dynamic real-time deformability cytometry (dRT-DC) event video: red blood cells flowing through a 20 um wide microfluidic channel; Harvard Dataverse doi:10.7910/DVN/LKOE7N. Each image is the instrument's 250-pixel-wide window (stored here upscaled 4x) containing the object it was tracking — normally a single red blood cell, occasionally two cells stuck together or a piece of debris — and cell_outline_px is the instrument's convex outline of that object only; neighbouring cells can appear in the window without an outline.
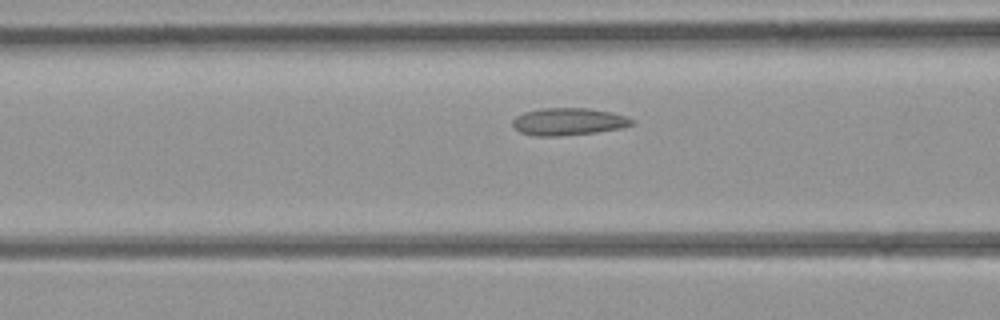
{"species": "common noctule bat (a hibernating species)", "species_latin": "Nyctalus noctula", "temperature_condition": "room temperature", "stored_images_in_passage": 7, "camera_frame_rate_fps": 3000, "um_per_image_px": 0.085, "animal": {"sex": "female", "body_mass_g": 21.9}, "frame": {"image": 1, "passage_image": 6, "time_ms": 1.667, "image_size_px": [1000, 320], "cell_outline_px": [[632, 124], [620, 128], [596, 132], [560, 136], [536, 136], [520, 132], [512, 124], [512, 120], [516, 116], [524, 112], [540, 108], [588, 108], [608, 112], [624, 116], [632, 120]], "centroid_in_image_um": [48.25, 10.34], "position_along_channel_um": 118.4, "area_um2": 18.73}}